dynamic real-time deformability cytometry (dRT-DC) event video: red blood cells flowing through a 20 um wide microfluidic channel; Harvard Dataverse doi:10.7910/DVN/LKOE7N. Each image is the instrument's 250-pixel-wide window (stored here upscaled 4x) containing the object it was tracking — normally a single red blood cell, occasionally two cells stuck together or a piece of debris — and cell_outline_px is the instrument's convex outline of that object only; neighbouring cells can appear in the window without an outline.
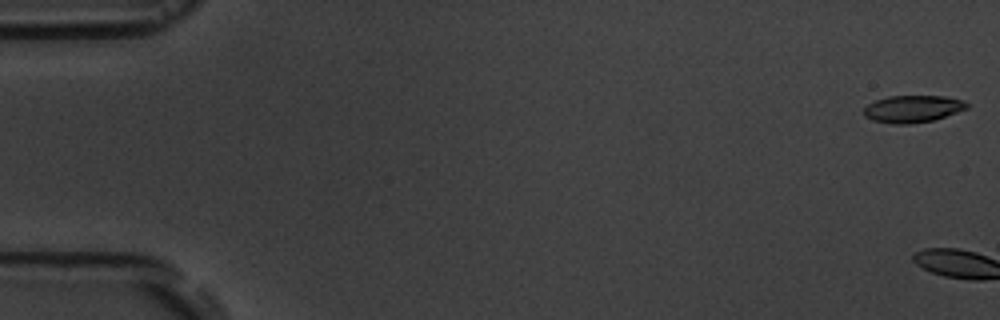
{"species": "common noctule bat (a hibernating species)", "species_latin": "Nyctalus noctula", "temperature_condition": "room temperature", "stored_images_in_passage": 5, "camera_frame_rate_fps": 3000, "um_per_image_px": 0.085, "animal": {"sex": "male", "body_mass_g": 19.5, "forearm_length_mm": 54.6}, "frame": {"image": 1, "passage_image": 1, "time_ms": 0.0, "image_size_px": [1000, 320], "cell_outline_px": [[968, 108], [932, 120], [908, 124], [892, 124], [872, 120], [864, 116], [864, 108], [868, 104], [876, 100], [888, 96], [944, 96], [960, 100], [968, 104]], "centroid_in_image_um": [77.53, 9.25], "position_along_channel_um": 7.5, "area_um2": 16.07}}